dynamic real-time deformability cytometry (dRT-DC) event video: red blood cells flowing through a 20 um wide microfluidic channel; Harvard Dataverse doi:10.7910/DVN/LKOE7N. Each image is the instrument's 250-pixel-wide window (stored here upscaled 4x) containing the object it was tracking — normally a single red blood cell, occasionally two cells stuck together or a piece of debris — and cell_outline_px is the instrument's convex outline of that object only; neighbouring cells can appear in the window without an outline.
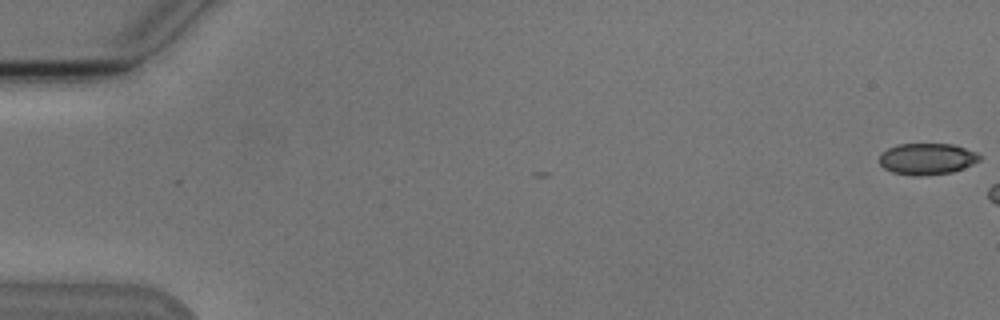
{"species": "Egyptian fruit bat (a non-hibernating species)", "species_latin": "Rousettus aegyptiacus", "temperature_condition": "cold", "stored_images_in_passage": 4, "camera_frame_rate_fps": 3000, "um_per_image_px": 0.085, "animal": {"sex": "male"}, "frame": {"image": 1, "passage_image": 1, "time_ms": 0.0, "image_size_px": [1000, 320], "cell_outline_px": [[980, 160], [964, 168], [952, 172], [920, 176], [912, 176], [892, 172], [884, 168], [880, 164], [880, 156], [888, 148], [896, 144], [952, 144], [976, 152], [980, 156]], "centroid_in_image_um": [78.79, 13.51], "position_along_channel_um": 6.2, "area_um2": 18.26}}